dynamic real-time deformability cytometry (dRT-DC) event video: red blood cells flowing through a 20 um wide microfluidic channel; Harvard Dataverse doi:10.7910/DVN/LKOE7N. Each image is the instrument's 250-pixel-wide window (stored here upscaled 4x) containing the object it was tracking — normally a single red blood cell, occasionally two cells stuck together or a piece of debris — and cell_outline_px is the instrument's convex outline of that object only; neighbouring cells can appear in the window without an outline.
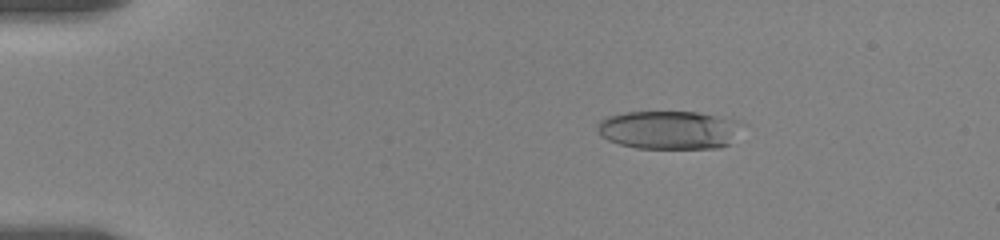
{"species": "human", "species_latin": "Homo sapiens", "temperature_condition": "room temperature", "stored_images_in_passage": 57, "camera_frame_rate_fps": 3000, "um_per_image_px": 0.085, "donor": {"sex": "female"}, "frame": {"image": 1, "passage_image": 10, "time_ms": 3.0, "image_size_px": [1000, 240], "cell_outline_px": [[748, 124], [728, 144], [720, 148], [636, 148], [620, 144], [608, 140], [600, 136], [596, 128], [596, 124], [600, 120], [608, 116], [624, 112], [696, 112], [736, 120]], "centroid_in_image_um": [56.89, 11.04], "position_along_channel_um": 28.1, "area_um2": 32.71}}
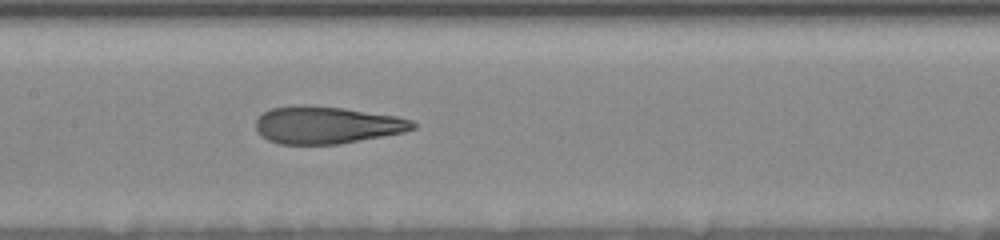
{"frame": {"image": 2, "passage_image": 29, "time_ms": 9.333, "image_size_px": [1000, 240], "cell_outline_px": [[416, 128], [404, 132], [340, 144], [280, 144], [268, 140], [260, 136], [256, 128], [256, 120], [264, 112], [272, 108], [296, 104], [344, 108], [396, 116], [412, 120], [416, 124]], "centroid_in_image_um": [27.76, 10.63], "position_along_channel_um": 179.6, "area_um2": 34.16}}
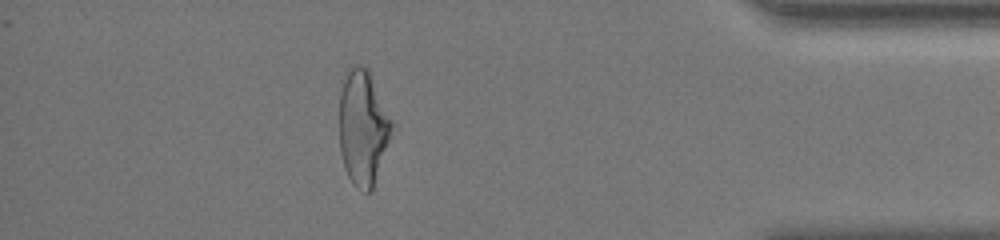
{"frame": {"image": 3, "passage_image": 51, "time_ms": 16.667, "image_size_px": [1000, 240], "cell_outline_px": [[396, 128], [372, 192], [364, 192], [356, 188], [352, 184], [344, 168], [340, 152], [340, 92], [344, 68], [352, 64], [360, 64], [368, 68], [396, 124]], "centroid_in_image_um": [30.9, 10.82], "position_along_channel_um": 404.3, "area_um2": 36.93}, "authors_computed_cell_mechanics": {"area_um2": 34.3332, "velocity_mm_per_s": 3.5459, "shape_relaxation_time_tau1_ms": 7.2374, "shape_relaxation_time_tau2_ms": 1.4901, "deformation_change_tau1": 0.2535, "deformation_change_tau2": 0.1142}}